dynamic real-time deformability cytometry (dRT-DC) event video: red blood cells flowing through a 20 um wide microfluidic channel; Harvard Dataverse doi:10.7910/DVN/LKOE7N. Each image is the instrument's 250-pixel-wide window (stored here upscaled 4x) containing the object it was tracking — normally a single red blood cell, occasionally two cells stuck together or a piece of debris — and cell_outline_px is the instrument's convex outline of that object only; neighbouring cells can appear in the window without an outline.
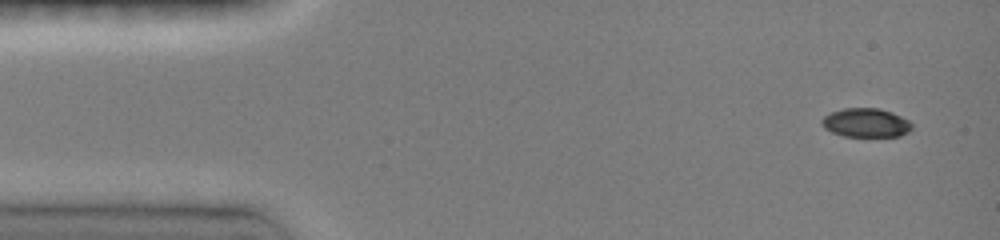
{"species": "common noctule bat (a hibernating species)", "species_latin": "Nyctalus noctula", "temperature_condition": "room temperature", "stored_images_in_passage": 23, "camera_frame_rate_fps": 3000, "um_per_image_px": 0.085, "animal": {"sex": "female", "body_mass_g": 19.0, "forearm_length_mm": 51.5}, "frame": {"image": 1, "passage_image": 1, "time_ms": 0.0, "image_size_px": [1000, 240], "cell_outline_px": [[912, 128], [908, 132], [900, 136], [844, 136], [832, 132], [824, 128], [820, 124], [820, 120], [824, 116], [832, 112], [844, 108], [880, 108], [892, 112], [908, 120], [912, 124]], "centroid_in_image_um": [73.59, 10.43], "position_along_channel_um": 11.4, "area_um2": 15.2}}
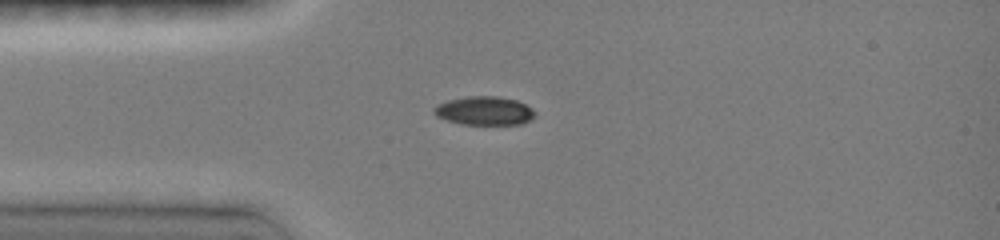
{"frame": {"image": 2, "passage_image": 15, "time_ms": 3.0, "image_size_px": [1000, 240], "cell_outline_px": [[536, 116], [520, 124], [460, 124], [436, 116], [432, 112], [432, 108], [448, 100], [468, 96], [496, 96], [516, 100], [532, 108], [536, 112]], "centroid_in_image_um": [41.17, 9.41], "position_along_channel_um": 43.8, "area_um2": 16.76}}